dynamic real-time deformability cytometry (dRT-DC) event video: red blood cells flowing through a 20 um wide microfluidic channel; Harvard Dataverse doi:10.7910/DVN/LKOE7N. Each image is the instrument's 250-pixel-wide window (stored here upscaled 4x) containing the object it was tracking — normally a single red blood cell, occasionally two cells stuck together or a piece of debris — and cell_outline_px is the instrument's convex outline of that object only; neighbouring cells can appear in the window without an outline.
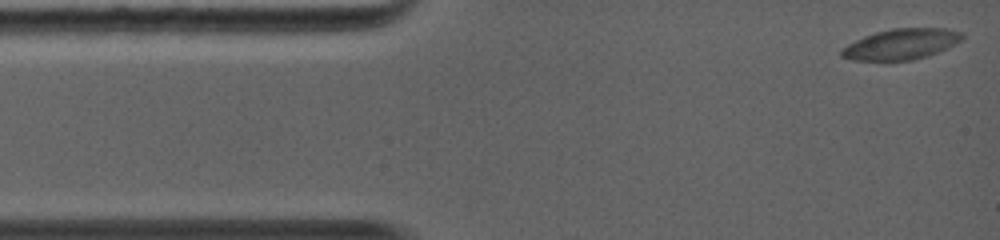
{"species": "common noctule bat (a hibernating species)", "species_latin": "Nyctalus noctula", "temperature_condition": "warm", "stored_images_in_passage": 46, "camera_frame_rate_fps": 5000, "um_per_image_px": 0.085, "animal": {"sex": "female", "body_mass_g": 19.0, "forearm_length_mm": 56.7}, "frame": {"image": 1, "passage_image": 1, "time_ms": 0.0, "image_size_px": [1000, 240], "cell_outline_px": [[964, 36], [960, 40], [948, 48], [928, 56], [912, 60], [852, 60], [840, 56], [840, 48], [864, 36], [876, 32], [892, 28], [944, 28], [964, 32]], "centroid_in_image_um": [76.6, 3.75], "position_along_channel_um": 8.4, "area_um2": 21.62}}
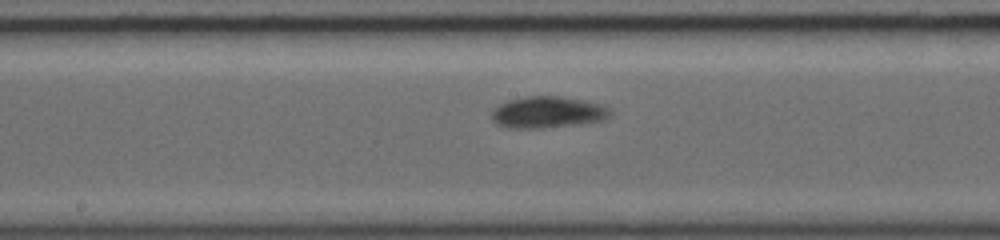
{"frame": {"image": 2, "passage_image": 20, "time_ms": 6.4, "image_size_px": [1000, 240], "cell_outline_px": [[612, 116], [604, 120], [580, 124], [536, 128], [508, 128], [496, 124], [492, 120], [492, 108], [508, 100], [528, 96], [560, 96], [584, 100], [604, 104], [612, 108]], "centroid_in_image_um": [46.6, 9.53], "position_along_channel_um": 201.6, "area_um2": 22.14}}
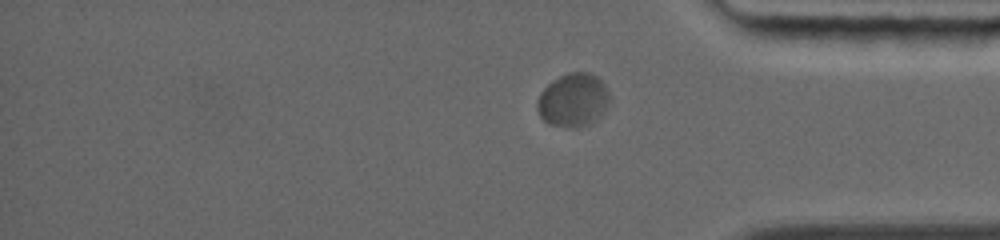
{"frame": {"image": 3, "passage_image": 40, "time_ms": 11.0, "image_size_px": [1000, 240], "cell_outline_px": [[608, 100], [604, 112], [592, 124], [576, 128], [572, 128], [548, 124], [540, 116], [536, 108], [536, 104], [540, 92], [552, 80], [560, 76], [572, 72], [588, 72], [596, 76], [604, 84], [608, 92]], "centroid_in_image_um": [48.69, 8.53], "position_along_channel_um": 386.5, "area_um2": 22.6}, "authors_computed_cell_mechanics": {"area_um2": 21.2415, "velocity_mm_per_s": 4.1564, "shape_relaxation_time_tau1_ms": 2.5971, "shape_relaxation_time_tau2_ms": null, "deformation_change_tau1": 0.1135, "deformation_change_tau2": null}}